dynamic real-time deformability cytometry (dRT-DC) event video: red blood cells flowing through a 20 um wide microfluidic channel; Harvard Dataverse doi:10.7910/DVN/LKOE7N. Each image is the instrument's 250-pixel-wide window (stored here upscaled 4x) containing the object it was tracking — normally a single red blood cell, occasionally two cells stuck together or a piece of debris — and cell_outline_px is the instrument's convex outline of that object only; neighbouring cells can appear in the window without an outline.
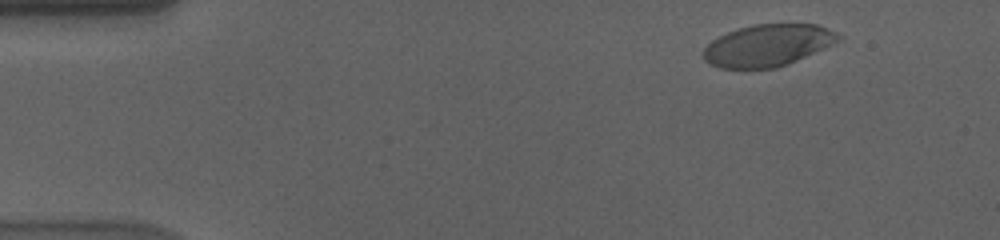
{"species": "human", "species_latin": "Homo sapiens", "temperature_condition": "cold", "stored_images_in_passage": 56, "camera_frame_rate_fps": 3000, "um_per_image_px": 0.085, "donor": {"sex": "male"}, "frame": {"image": 1, "passage_image": 5, "time_ms": 1.333, "image_size_px": [1000, 240], "cell_outline_px": [[840, 40], [824, 48], [788, 64], [776, 68], [720, 68], [708, 64], [704, 60], [704, 48], [712, 40], [728, 32], [740, 28], [756, 24], [816, 24], [828, 28], [836, 32], [840, 36]], "centroid_in_image_um": [65.25, 3.86], "position_along_channel_um": 19.7, "area_um2": 32.71}}
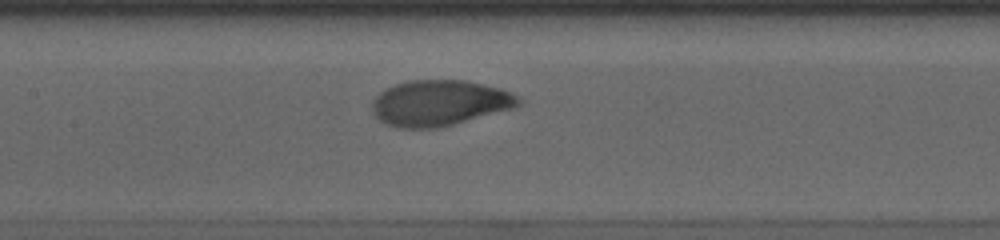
{"frame": {"image": 2, "passage_image": 26, "time_ms": 8.333, "image_size_px": [1000, 240], "cell_outline_px": [[520, 104], [512, 108], [452, 124], [436, 128], [400, 128], [388, 124], [380, 120], [376, 116], [372, 108], [372, 100], [380, 92], [396, 84], [408, 80], [468, 80], [500, 88], [516, 96], [520, 100]], "centroid_in_image_um": [37.33, 8.74], "position_along_channel_um": 170.1, "area_um2": 38.49}}
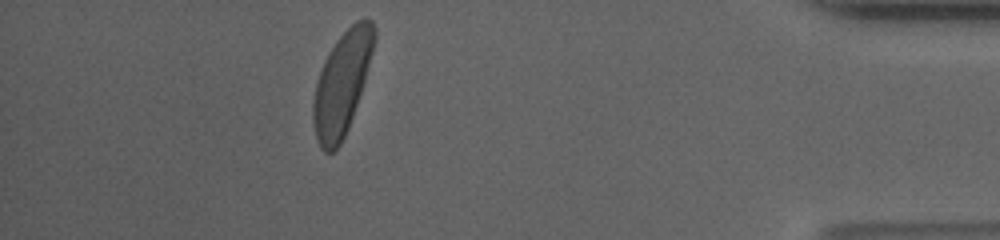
{"frame": {"image": 3, "passage_image": 50, "time_ms": 16.333, "image_size_px": [1000, 240], "cell_outline_px": [[376, 40], [364, 80], [348, 128], [340, 144], [332, 152], [324, 152], [320, 148], [316, 140], [312, 120], [312, 100], [316, 80], [324, 60], [328, 52], [336, 40], [356, 20], [364, 16], [372, 20], [376, 28]], "centroid_in_image_um": [29.04, 7.06], "position_along_channel_um": 406.2, "area_um2": 36.65}, "authors_computed_cell_mechanics": {"area_um2": 36.9342, "velocity_mm_per_s": 3.5481, "shape_relaxation_time_tau1_ms": 3.4051, "shape_relaxation_time_tau2_ms": 0.9355, "deformation_change_tau1": 0.1471, "deformation_change_tau2": 0.0487}}